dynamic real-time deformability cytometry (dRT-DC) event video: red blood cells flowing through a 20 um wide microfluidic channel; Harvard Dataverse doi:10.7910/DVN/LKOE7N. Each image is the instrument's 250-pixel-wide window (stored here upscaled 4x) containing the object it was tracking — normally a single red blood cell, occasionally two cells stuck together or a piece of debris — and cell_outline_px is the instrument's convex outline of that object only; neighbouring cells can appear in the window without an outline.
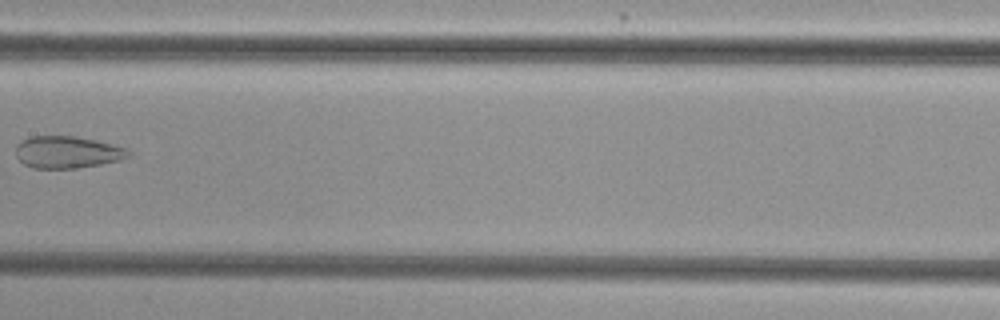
{"species": "common noctule bat (a hibernating species)", "species_latin": "Nyctalus noctula", "temperature_condition": "cold", "stored_images_in_passage": 8, "camera_frame_rate_fps": 3000, "um_per_image_px": 0.085, "animal": {"sex": "female", "body_mass_g": 29.2, "forearm_length_mm": 56.3}, "frame": {"image": 1, "passage_image": 8, "time_ms": 9.0, "image_size_px": [1000, 320], "cell_outline_px": [[132, 152], [128, 156], [120, 160], [100, 164], [76, 168], [32, 168], [24, 164], [16, 156], [16, 144], [20, 140], [28, 136], [76, 136], [96, 140], [128, 148]], "centroid_in_image_um": [5.7, 12.92], "position_along_channel_um": 201.7, "area_um2": 21.21}}